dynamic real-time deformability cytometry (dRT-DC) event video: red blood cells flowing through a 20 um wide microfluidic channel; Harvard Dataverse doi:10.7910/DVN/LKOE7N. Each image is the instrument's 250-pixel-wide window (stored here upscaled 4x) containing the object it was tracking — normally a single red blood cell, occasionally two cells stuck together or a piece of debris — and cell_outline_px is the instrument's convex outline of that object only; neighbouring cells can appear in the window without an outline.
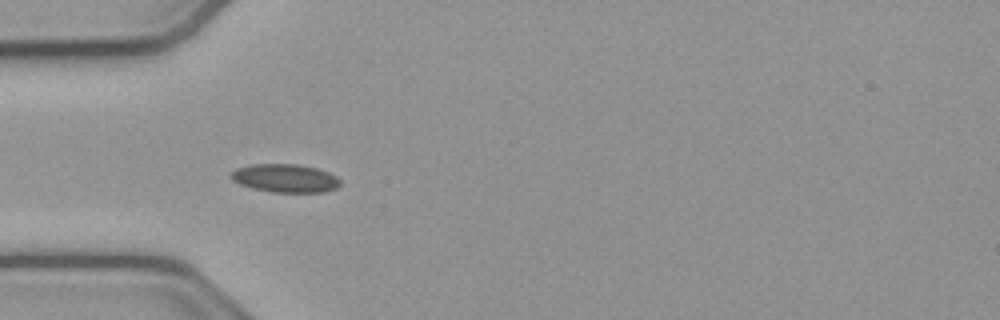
{"species": "common noctule bat (a hibernating species)", "species_latin": "Nyctalus noctula", "temperature_condition": "cold", "stored_images_in_passage": 15, "camera_frame_rate_fps": 3000, "um_per_image_px": 0.085, "animal": {"sex": "male", "body_mass_g": 23.1, "forearm_length_mm": 52.7}, "frame": {"image": 1, "passage_image": 5, "time_ms": 1.333, "image_size_px": [1000, 320], "cell_outline_px": [[340, 184], [336, 188], [324, 192], [272, 192], [252, 188], [240, 184], [232, 180], [228, 176], [236, 168], [252, 164], [296, 164], [316, 168], [328, 172], [336, 176], [340, 180]], "centroid_in_image_um": [24.22, 15.15], "position_along_channel_um": 60.8, "area_um2": 18.03}}
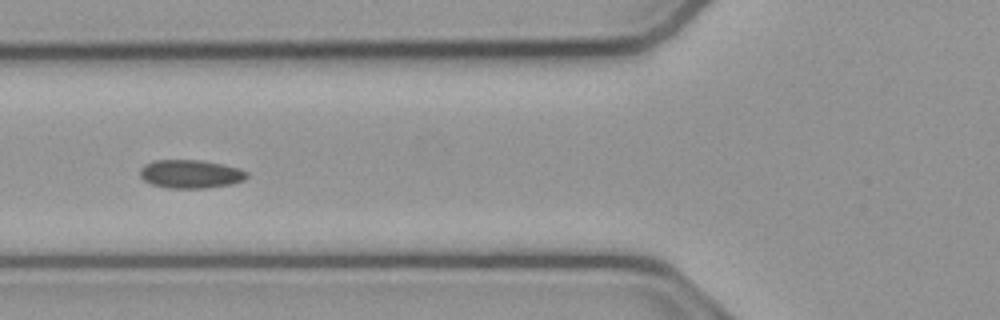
{"frame": {"image": 2, "passage_image": 9, "time_ms": 2.667, "image_size_px": [1000, 320], "cell_outline_px": [[248, 176], [244, 180], [232, 184], [204, 188], [164, 188], [152, 184], [144, 180], [140, 176], [140, 168], [144, 164], [152, 160], [200, 160], [224, 164], [240, 168], [248, 172]], "centroid_in_image_um": [16.2, 14.78], "position_along_channel_um": 109.6, "area_um2": 17.92}}
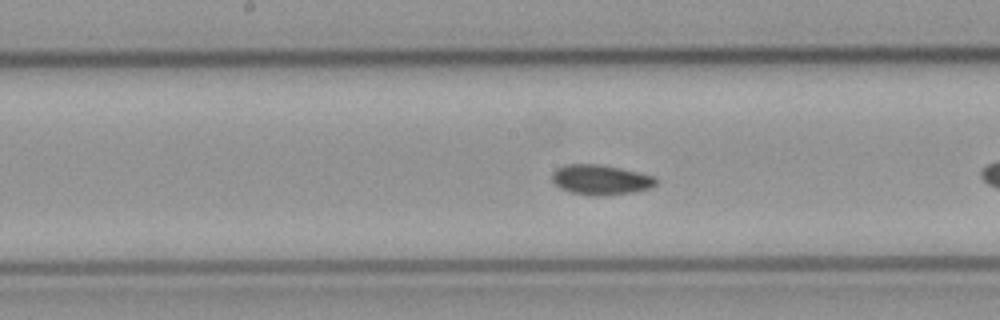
{"frame": {"image": 3, "passage_image": 13, "time_ms": 4.0, "image_size_px": [1000, 320], "cell_outline_px": [[656, 184], [652, 188], [632, 192], [596, 196], [592, 196], [572, 192], [560, 188], [552, 180], [552, 172], [556, 168], [564, 164], [600, 164], [640, 172], [656, 176]], "centroid_in_image_um": [51.06, 15.26], "position_along_channel_um": 197.1, "area_um2": 18.26}}